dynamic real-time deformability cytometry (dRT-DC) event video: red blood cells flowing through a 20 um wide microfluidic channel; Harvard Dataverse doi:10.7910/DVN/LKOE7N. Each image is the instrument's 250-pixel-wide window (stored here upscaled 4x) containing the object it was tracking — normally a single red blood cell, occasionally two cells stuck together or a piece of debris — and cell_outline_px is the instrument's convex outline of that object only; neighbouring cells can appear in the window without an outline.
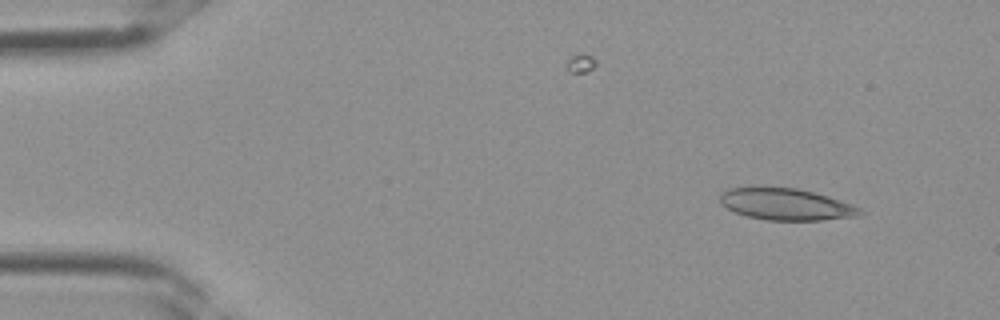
{"species": "Egyptian fruit bat (a non-hibernating species)", "species_latin": "Rousettus aegyptiacus", "temperature_condition": "room temperature", "stored_images_in_passage": 4, "camera_frame_rate_fps": 3000, "um_per_image_px": 0.085, "frame": {"image": 1, "passage_image": 1, "time_ms": 0.0, "image_size_px": [1000, 320], "cell_outline_px": [[864, 212], [860, 216], [820, 220], [764, 220], [744, 216], [720, 204], [720, 192], [728, 188], [752, 184], [796, 188], [828, 196], [852, 204], [860, 208]], "centroid_in_image_um": [66.73, 17.32], "position_along_channel_um": 18.3, "area_um2": 26.7}}
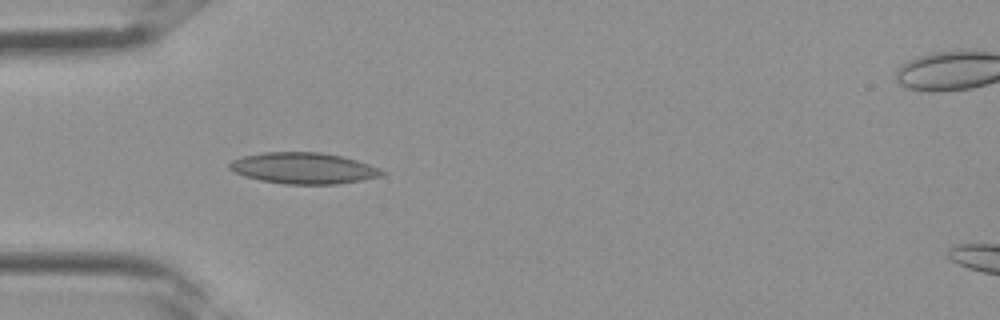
{"frame": {"image": 2, "passage_image": 3, "time_ms": 0.667, "image_size_px": [1000, 320], "cell_outline_px": [[388, 172], [384, 176], [336, 184], [284, 184], [260, 180], [244, 176], [232, 172], [228, 168], [228, 164], [232, 160], [244, 156], [264, 152], [320, 152], [340, 156], [356, 160], [380, 168]], "centroid_in_image_um": [25.79, 14.3], "position_along_channel_um": 59.2, "area_um2": 27.8}}